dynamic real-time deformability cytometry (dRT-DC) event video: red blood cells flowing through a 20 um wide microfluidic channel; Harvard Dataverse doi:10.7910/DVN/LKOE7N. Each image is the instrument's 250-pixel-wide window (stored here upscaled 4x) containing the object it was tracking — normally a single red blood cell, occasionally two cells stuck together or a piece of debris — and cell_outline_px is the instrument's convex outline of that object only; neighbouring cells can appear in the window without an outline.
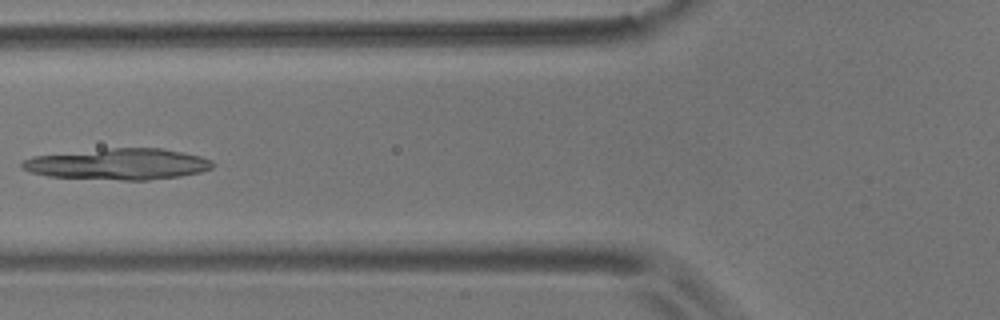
{"species": "common noctule bat (a hibernating species)", "species_latin": "Nyctalus noctula", "temperature_condition": "room temperature", "stored_images_in_passage": 7, "camera_frame_rate_fps": 3000, "um_per_image_px": 0.085, "animal": {"sex": "male", "body_mass_g": 17.9}, "frame": {"image": 1, "passage_image": 7, "time_ms": 7.0, "image_size_px": [1000, 320], "cell_outline_px": [[216, 164], [212, 168], [200, 172], [180, 176], [148, 180], [124, 180], [48, 176], [28, 172], [20, 168], [20, 164], [24, 160], [32, 156], [112, 148], [160, 148], [184, 152], [200, 156], [212, 160]], "centroid_in_image_um": [10.06, 13.95], "position_along_channel_um": 115.7, "area_um2": 34.56}}